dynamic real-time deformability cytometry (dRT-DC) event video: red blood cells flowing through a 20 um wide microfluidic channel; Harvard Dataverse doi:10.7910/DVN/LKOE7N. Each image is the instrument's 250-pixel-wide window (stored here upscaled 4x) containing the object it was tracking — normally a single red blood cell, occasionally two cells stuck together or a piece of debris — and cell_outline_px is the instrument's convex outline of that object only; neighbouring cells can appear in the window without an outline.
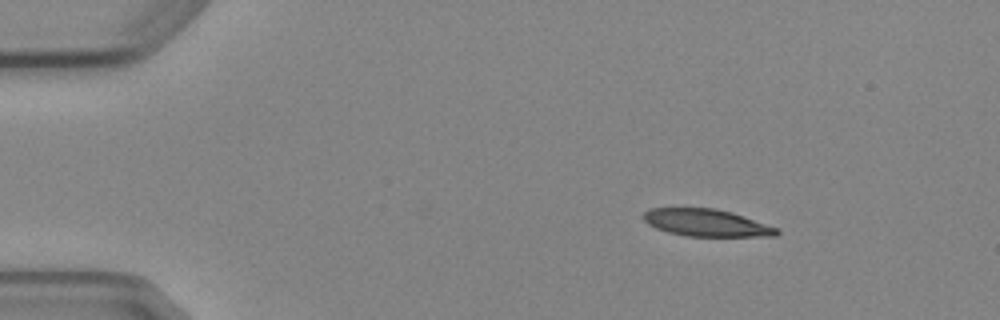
{"species": "Egyptian fruit bat (a non-hibernating species)", "species_latin": "Rousettus aegyptiacus", "temperature_condition": "cold", "stored_images_in_passage": 2, "camera_frame_rate_fps": 3000, "um_per_image_px": 0.085, "animal": {"sex": "female"}, "frame": {"image": 1, "passage_image": 2, "time_ms": 1.333, "image_size_px": [1000, 320], "cell_outline_px": [[780, 232], [776, 236], [688, 236], [668, 232], [656, 228], [648, 224], [644, 220], [644, 212], [652, 208], [716, 208], [732, 212], [780, 228]], "centroid_in_image_um": [60.09, 18.93], "position_along_channel_um": 24.9, "area_um2": 21.15}}